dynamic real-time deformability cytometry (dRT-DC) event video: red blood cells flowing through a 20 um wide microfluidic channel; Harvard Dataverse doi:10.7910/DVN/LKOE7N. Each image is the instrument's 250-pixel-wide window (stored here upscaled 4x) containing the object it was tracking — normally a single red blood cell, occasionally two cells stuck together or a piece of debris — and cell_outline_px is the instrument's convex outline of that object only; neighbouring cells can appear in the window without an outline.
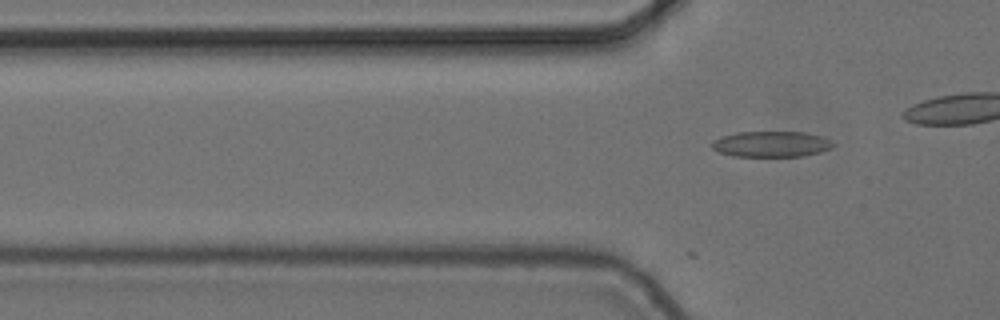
{"species": "common noctule bat (a hibernating species)", "species_latin": "Nyctalus noctula", "temperature_condition": "cold", "stored_images_in_passage": 17, "camera_frame_rate_fps": 3000, "um_per_image_px": 0.085, "animal": {"sex": "female", "body_mass_g": 24.6, "forearm_length_mm": 56.2}, "frame": {"image": 1, "passage_image": 17, "time_ms": 5.333, "image_size_px": [1000, 320], "cell_outline_px": [[836, 144], [832, 148], [820, 152], [804, 156], [732, 156], [720, 152], [712, 148], [712, 140], [720, 136], [736, 132], [804, 132], [824, 136], [832, 140]], "centroid_in_image_um": [65.59, 12.24], "position_along_channel_um": 60.2, "area_um2": 18.44}}